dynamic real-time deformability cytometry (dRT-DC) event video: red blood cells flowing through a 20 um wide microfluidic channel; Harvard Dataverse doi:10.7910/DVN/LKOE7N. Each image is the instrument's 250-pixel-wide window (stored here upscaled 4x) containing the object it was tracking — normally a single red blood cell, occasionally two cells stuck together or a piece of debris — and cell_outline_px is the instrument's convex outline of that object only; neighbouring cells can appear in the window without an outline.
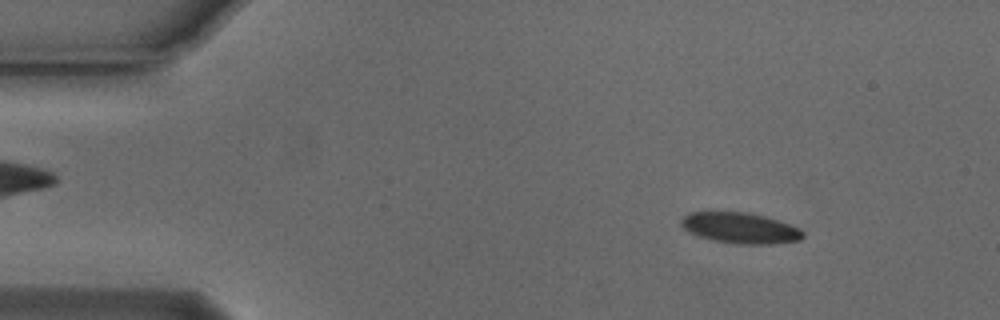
{"species": "Egyptian fruit bat (a non-hibernating species)", "species_latin": "Rousettus aegyptiacus", "temperature_condition": "cold", "stored_images_in_passage": 53, "camera_frame_rate_fps": 3000, "um_per_image_px": 0.085, "animal": {"sex": "male"}, "frame": {"image": 1, "passage_image": 6, "time_ms": 1.667, "image_size_px": [1000, 320], "cell_outline_px": [[804, 236], [800, 240], [776, 244], [736, 244], [696, 236], [688, 232], [680, 224], [680, 220], [688, 212], [748, 212], [764, 216], [800, 228], [804, 232]], "centroid_in_image_um": [62.91, 19.38], "position_along_channel_um": 22.1, "area_um2": 21.91}}
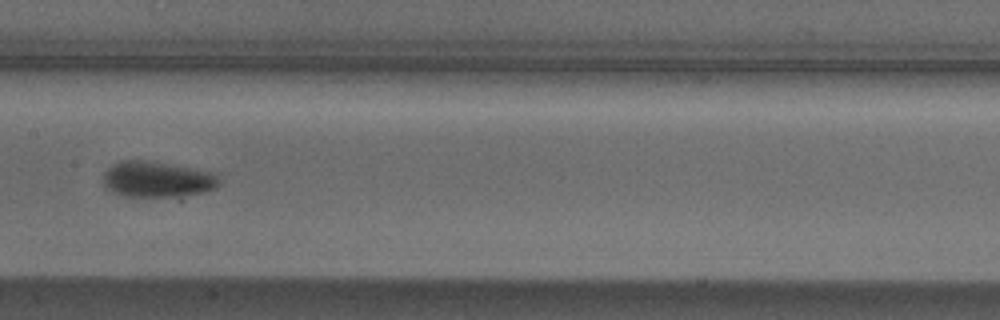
{"frame": {"image": 2, "passage_image": 26, "time_ms": 8.333, "image_size_px": [1000, 320], "cell_outline_px": [[220, 184], [216, 188], [204, 192], [172, 196], [124, 196], [112, 192], [104, 188], [104, 172], [108, 168], [120, 160], [140, 160], [216, 172], [220, 180]], "centroid_in_image_um": [13.36, 15.25], "position_along_channel_um": 194.0, "area_um2": 23.99}}
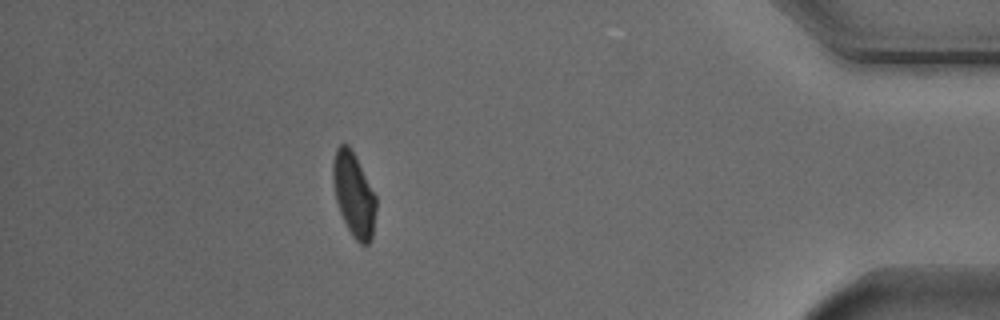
{"frame": {"image": 3, "passage_image": 47, "time_ms": 15.333, "image_size_px": [1000, 320], "cell_outline_px": [[376, 208], [372, 236], [368, 244], [360, 244], [352, 236], [340, 212], [336, 200], [332, 180], [332, 160], [336, 148], [340, 144], [348, 144], [356, 156], [376, 196]], "centroid_in_image_um": [30.06, 16.5], "position_along_channel_um": 405.1, "area_um2": 21.1}, "authors_computed_cell_mechanics": {"area_um2": 22.3686, "velocity_mm_per_s": 3.7459, "shape_relaxation_time_tau1_ms": 10.5103, "shape_relaxation_time_tau2_ms": null, "deformation_change_tau1": 0.246, "deformation_change_tau2": null}}